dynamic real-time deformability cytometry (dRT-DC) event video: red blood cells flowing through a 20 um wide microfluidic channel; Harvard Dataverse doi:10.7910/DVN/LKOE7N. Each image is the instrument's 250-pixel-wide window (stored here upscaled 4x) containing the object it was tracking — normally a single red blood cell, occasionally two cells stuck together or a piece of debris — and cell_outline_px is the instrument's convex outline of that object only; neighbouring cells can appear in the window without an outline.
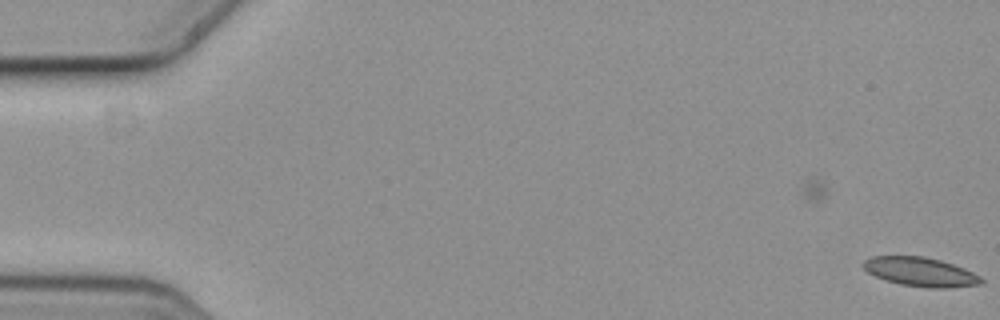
{"species": "common noctule bat (a hibernating species)", "species_latin": "Nyctalus noctula", "temperature_condition": "cold", "stored_images_in_passage": 2, "camera_frame_rate_fps": 3000, "um_per_image_px": 0.085, "animal": {"sex": "female", "body_mass_g": 19.3, "forearm_length_mm": 54.1}, "frame": {"image": 1, "passage_image": 2, "time_ms": 0.333, "image_size_px": [1000, 320], "cell_outline_px": [[984, 284], [948, 288], [932, 288], [900, 284], [876, 276], [868, 272], [860, 264], [864, 260], [872, 256], [924, 256], [940, 260], [964, 268], [980, 276], [984, 280]], "centroid_in_image_um": [78.26, 23.11], "position_along_channel_um": 6.7, "area_um2": 19.94}}